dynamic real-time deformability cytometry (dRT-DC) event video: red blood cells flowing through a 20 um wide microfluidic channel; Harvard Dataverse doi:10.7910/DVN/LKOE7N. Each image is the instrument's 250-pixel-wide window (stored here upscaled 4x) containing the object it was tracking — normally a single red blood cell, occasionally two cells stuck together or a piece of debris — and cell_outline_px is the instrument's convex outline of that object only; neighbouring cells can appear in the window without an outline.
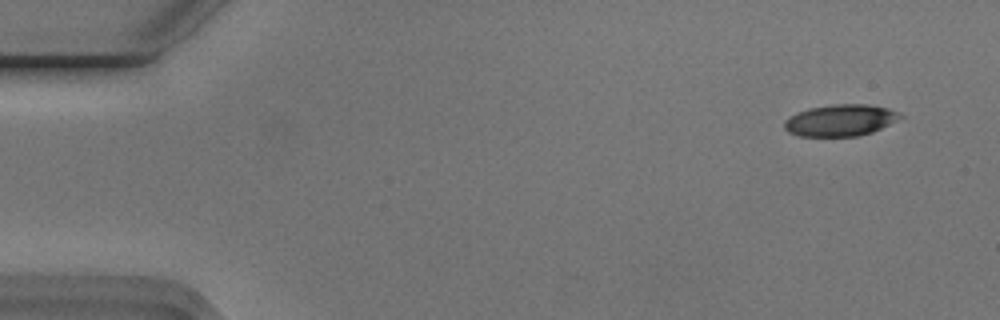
{"species": "Egyptian fruit bat (a non-hibernating species)", "species_latin": "Rousettus aegyptiacus", "temperature_condition": "cold", "stored_images_in_passage": 8, "camera_frame_rate_fps": 3000, "um_per_image_px": 0.085, "animal": {"sex": "male"}, "frame": {"image": 1, "passage_image": 1, "time_ms": 0.0, "image_size_px": [1000, 320], "cell_outline_px": [[904, 116], [872, 132], [860, 136], [800, 136], [788, 132], [784, 128], [784, 120], [788, 116], [796, 112], [808, 108], [832, 104], [868, 104], [888, 108], [900, 112]], "centroid_in_image_um": [71.4, 10.21], "position_along_channel_um": 13.6, "area_um2": 21.5}}
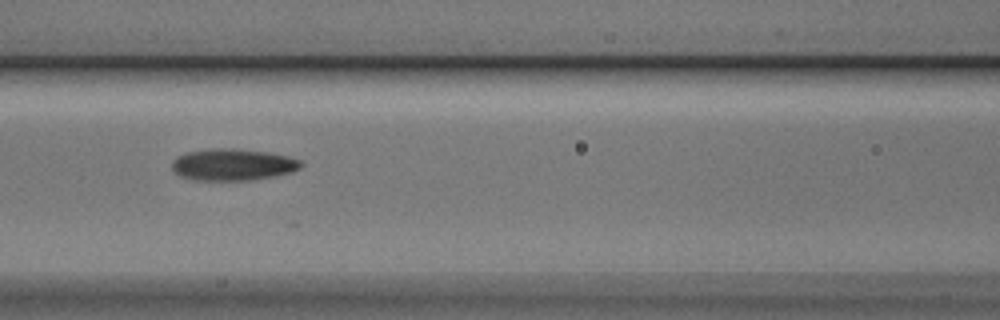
{"frame": {"image": 2, "passage_image": 7, "time_ms": 2.0, "image_size_px": [1000, 320], "cell_outline_px": [[304, 164], [300, 168], [292, 172], [276, 176], [248, 180], [192, 180], [180, 176], [172, 168], [172, 160], [176, 156], [184, 152], [208, 148], [236, 148], [268, 152], [288, 156], [300, 160]], "centroid_in_image_um": [19.77, 13.98], "position_along_channel_um": 146.8, "area_um2": 24.22}}
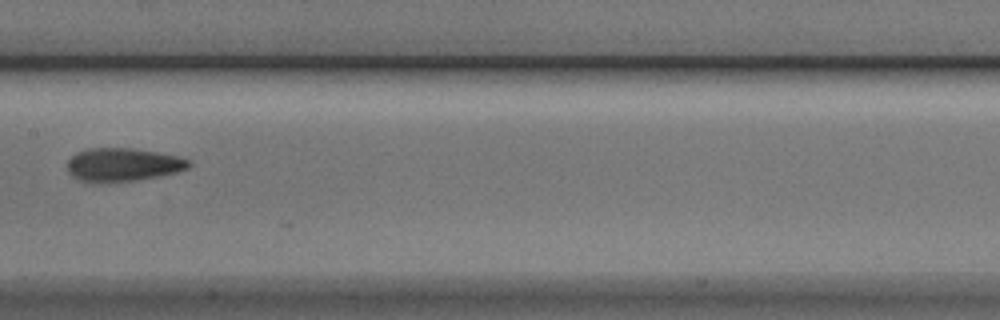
{"frame": {"image": 3, "passage_image": 8, "time_ms": 2.333, "image_size_px": [1000, 320], "cell_outline_px": [[192, 164], [188, 168], [176, 172], [160, 176], [132, 180], [80, 180], [72, 176], [68, 172], [68, 160], [76, 152], [88, 148], [132, 148], [180, 156], [188, 160]], "centroid_in_image_um": [10.48, 13.96], "position_along_channel_um": 196.9, "area_um2": 23.0}}